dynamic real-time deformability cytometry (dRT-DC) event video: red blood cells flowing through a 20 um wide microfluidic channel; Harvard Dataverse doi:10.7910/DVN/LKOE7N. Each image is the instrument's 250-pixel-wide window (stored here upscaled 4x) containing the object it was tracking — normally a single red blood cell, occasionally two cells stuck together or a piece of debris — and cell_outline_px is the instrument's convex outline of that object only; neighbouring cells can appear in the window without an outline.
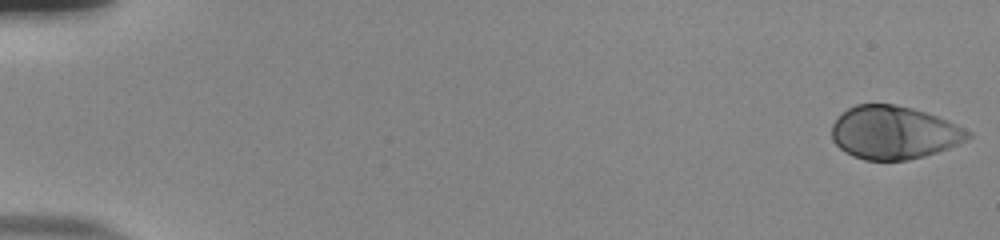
{"species": "human", "species_latin": "Homo sapiens", "temperature_condition": "room temperature", "stored_images_in_passage": 54, "camera_frame_rate_fps": 3000, "um_per_image_px": 0.085, "donor": {"sex": "male"}, "frame": {"image": 1, "passage_image": 1, "time_ms": 0.0, "image_size_px": [1000, 240], "cell_outline_px": [[972, 136], [968, 140], [948, 148], [924, 156], [908, 160], [864, 160], [852, 156], [844, 152], [832, 140], [832, 124], [848, 108], [856, 104], [896, 104], [912, 108], [948, 120], [972, 132]], "centroid_in_image_um": [75.99, 11.27], "position_along_channel_um": 9.0, "area_um2": 42.19}}
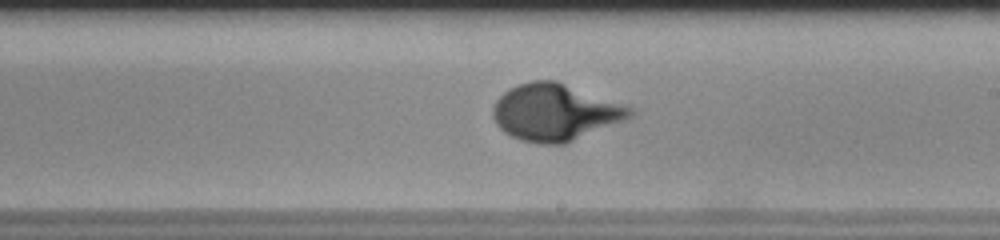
{"frame": {"image": 2, "passage_image": 33, "time_ms": 10.667, "image_size_px": [1000, 240], "cell_outline_px": [[636, 112], [628, 120], [564, 144], [536, 144], [520, 140], [504, 132], [496, 124], [492, 116], [492, 108], [496, 100], [504, 92], [520, 84], [532, 80], [556, 80], [632, 108]], "centroid_in_image_um": [47.18, 9.57], "position_along_channel_um": 241.8, "area_um2": 45.37}}
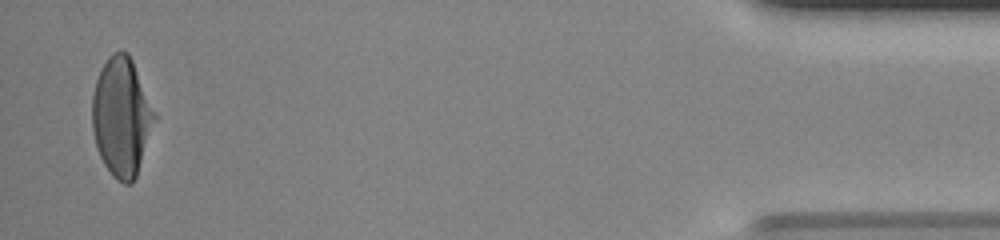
{"frame": {"image": 3, "passage_image": 53, "time_ms": 17.333, "image_size_px": [1000, 240], "cell_outline_px": [[156, 116], [136, 176], [132, 184], [124, 184], [116, 180], [112, 176], [104, 164], [100, 156], [96, 144], [92, 128], [92, 96], [96, 80], [108, 56], [112, 52], [120, 48], [128, 52], [132, 60], [156, 112]], "centroid_in_image_um": [10.32, 9.91], "position_along_channel_um": 424.9, "area_um2": 43.0}}